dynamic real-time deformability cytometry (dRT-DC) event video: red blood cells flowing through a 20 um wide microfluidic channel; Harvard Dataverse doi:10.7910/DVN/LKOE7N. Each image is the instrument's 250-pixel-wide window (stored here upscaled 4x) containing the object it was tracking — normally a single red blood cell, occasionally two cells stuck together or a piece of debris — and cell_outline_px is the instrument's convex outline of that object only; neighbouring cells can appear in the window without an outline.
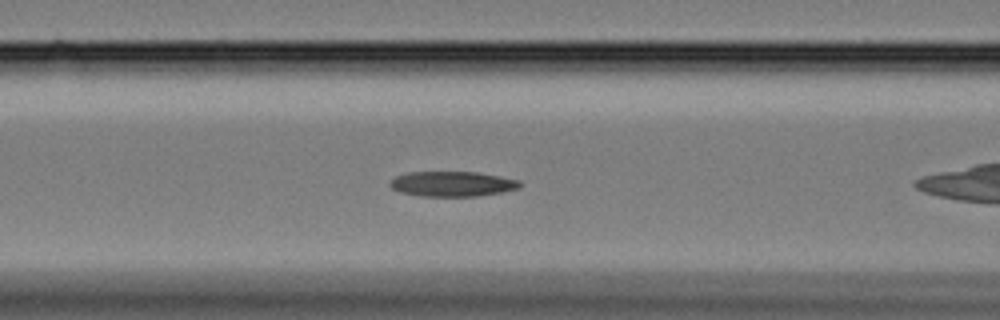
{"species": "Egyptian fruit bat (a non-hibernating species)", "species_latin": "Rousettus aegyptiacus", "temperature_condition": "cold", "stored_images_in_passage": 32, "camera_frame_rate_fps": 3000, "um_per_image_px": 0.085, "animal": {"sex": "female"}, "frame": {"image": 1, "passage_image": 10, "time_ms": 3.0, "image_size_px": [1000, 320], "cell_outline_px": [[524, 184], [520, 188], [504, 192], [480, 196], [420, 196], [400, 192], [392, 188], [388, 184], [396, 176], [408, 172], [476, 172], [500, 176], [520, 180]], "centroid_in_image_um": [38.5, 15.63], "position_along_channel_um": 128.1, "area_um2": 19.19}}
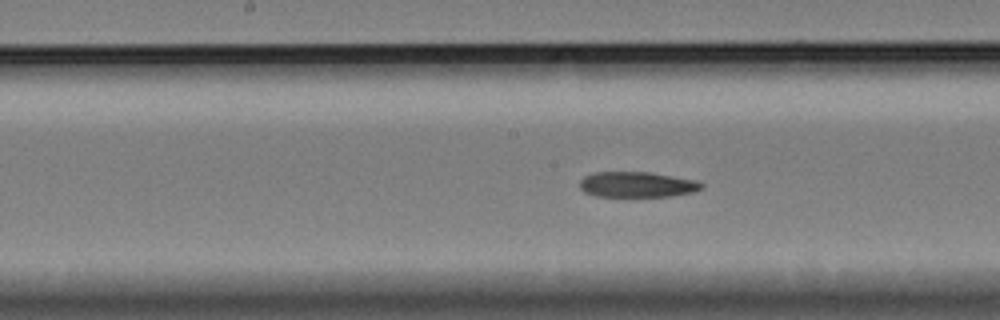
{"frame": {"image": 2, "passage_image": 16, "time_ms": 5.0, "image_size_px": [1000, 320], "cell_outline_px": [[704, 188], [696, 192], [668, 196], [596, 196], [584, 192], [580, 188], [580, 180], [584, 176], [592, 172], [652, 172], [700, 180], [704, 184]], "centroid_in_image_um": [54.21, 15.67], "position_along_channel_um": 194.0, "area_um2": 18.44}}
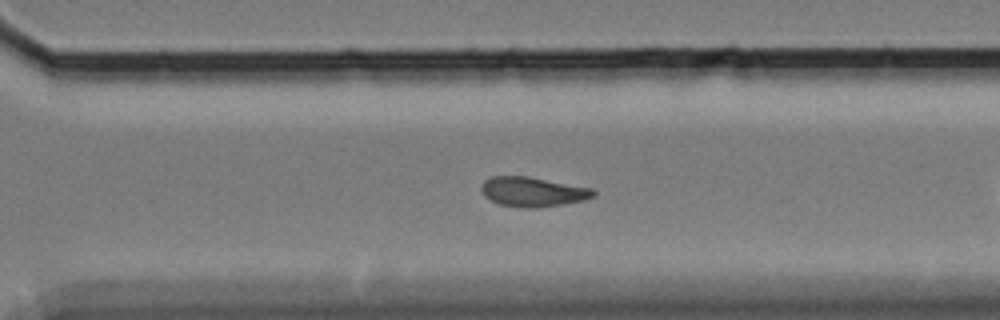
{"frame": {"image": 3, "passage_image": 28, "time_ms": 9.0, "image_size_px": [1000, 320], "cell_outline_px": [[596, 196], [584, 200], [536, 208], [516, 208], [500, 204], [484, 196], [480, 188], [484, 180], [492, 176], [528, 176], [592, 188], [596, 192]], "centroid_in_image_um": [45.27, 16.3], "position_along_channel_um": 325.3, "area_um2": 19.42}, "authors_computed_cell_mechanics": {"area_um2": 19.2474, "velocity_mm_per_s": 3.2893, "shape_relaxation_time_tau1_ms": null, "shape_relaxation_time_tau2_ms": 3.3278, "deformation_change_tau1": null, "deformation_change_tau2": 0.0969}}